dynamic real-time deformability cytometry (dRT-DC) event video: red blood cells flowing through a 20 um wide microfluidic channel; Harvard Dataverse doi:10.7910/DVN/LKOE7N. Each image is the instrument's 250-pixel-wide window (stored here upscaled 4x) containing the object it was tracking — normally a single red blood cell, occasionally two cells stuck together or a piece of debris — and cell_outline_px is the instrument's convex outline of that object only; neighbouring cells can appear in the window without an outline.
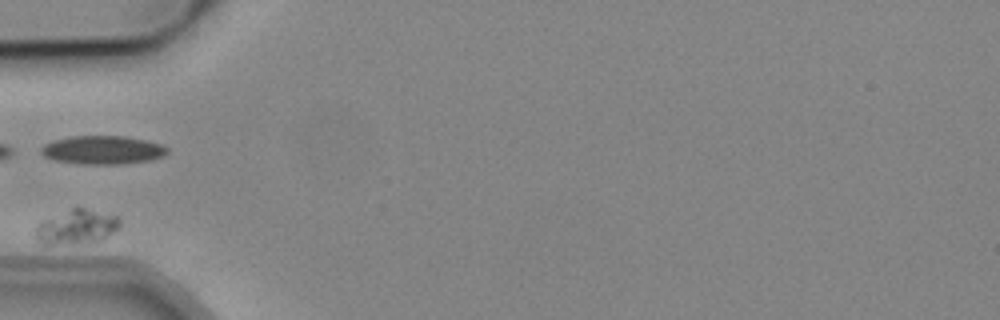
{"species": "common noctule bat (a hibernating species)", "species_latin": "Nyctalus noctula", "temperature_condition": "cold", "stored_images_in_passage": 30, "camera_frame_rate_fps": 3000, "um_per_image_px": 0.085, "animal": {"sex": "male", "body_mass_g": 19.2, "forearm_length_mm": 51.8}, "frame": {"image": 1, "passage_image": 1, "time_ms": 0.0, "image_size_px": [1000, 320], "cell_outline_px": [[120, 228], [100, 240], [72, 244], [44, 244], [36, 236], [36, 224], [40, 220], [72, 208], [84, 208], [120, 216]], "centroid_in_image_um": [6.52, 19.27], "position_along_channel_um": 78.5, "area_um2": 16.94}}
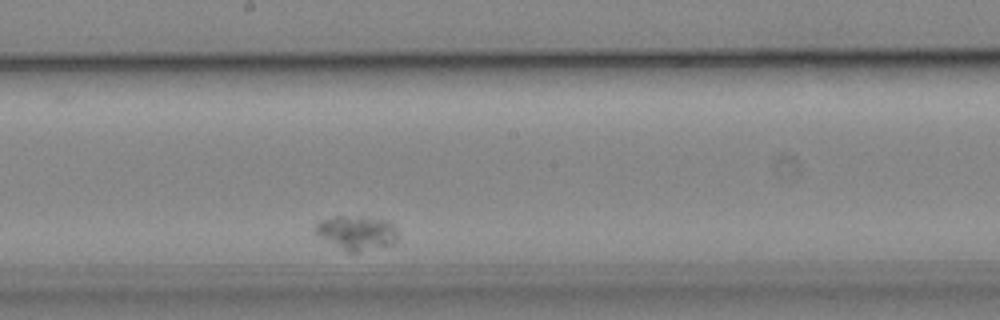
{"frame": {"image": 2, "passage_image": 15, "time_ms": 4.667, "image_size_px": [1000, 320], "cell_outline_px": [[396, 240], [392, 244], [356, 252], [348, 252], [320, 236], [312, 228], [320, 220], [332, 216], [368, 216], [388, 220], [396, 228]], "centroid_in_image_um": [30.31, 19.74], "position_along_channel_um": 217.9, "area_um2": 16.36}}
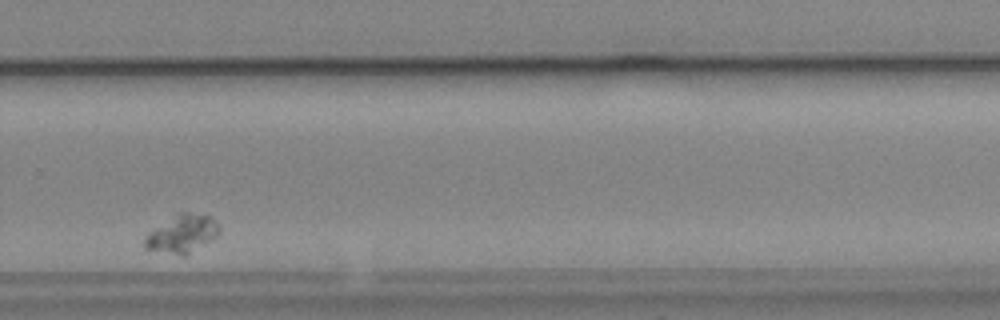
{"frame": {"image": 3, "passage_image": 24, "time_ms": 7.667, "image_size_px": [1000, 320], "cell_outline_px": [[220, 232], [216, 236], [188, 256], [180, 256], [144, 248], [144, 236], [148, 232], [180, 212], [188, 212], [208, 216], [220, 224]], "centroid_in_image_um": [15.48, 19.9], "position_along_channel_um": 314.3, "area_um2": 16.53}}